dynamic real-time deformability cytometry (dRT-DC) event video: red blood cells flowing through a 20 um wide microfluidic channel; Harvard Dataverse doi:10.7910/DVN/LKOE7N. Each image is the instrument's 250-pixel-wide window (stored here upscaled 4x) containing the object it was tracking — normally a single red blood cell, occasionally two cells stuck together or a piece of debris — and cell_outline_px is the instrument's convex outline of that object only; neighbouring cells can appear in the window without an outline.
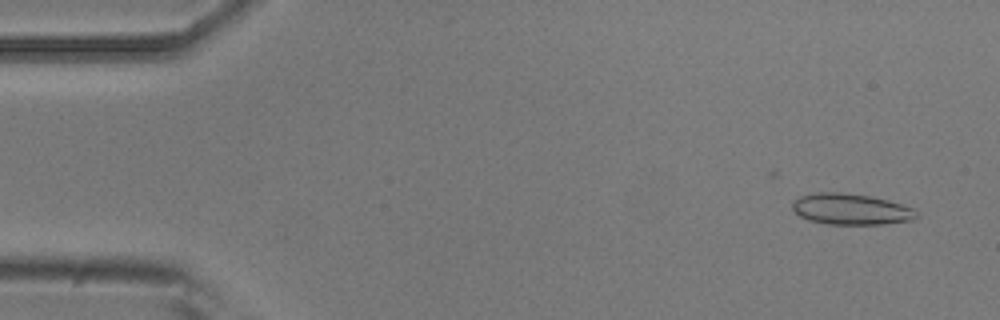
{"species": "common noctule bat (a hibernating species)", "species_latin": "Nyctalus noctula", "temperature_condition": "room temperature", "stored_images_in_passage": 16, "camera_frame_rate_fps": 3000, "um_per_image_px": 0.085, "animal": {"sex": "male", "body_mass_g": 20.5, "forearm_length_mm": 52.5}, "frame": {"image": 1, "passage_image": 3, "time_ms": 0.667, "image_size_px": [1000, 320], "cell_outline_px": [[920, 216], [912, 220], [884, 224], [828, 224], [808, 220], [800, 216], [792, 208], [792, 200], [800, 196], [816, 192], [840, 192], [868, 196], [888, 200], [912, 208], [920, 212]], "centroid_in_image_um": [72.33, 17.78], "position_along_channel_um": 12.7, "area_um2": 22.54}}
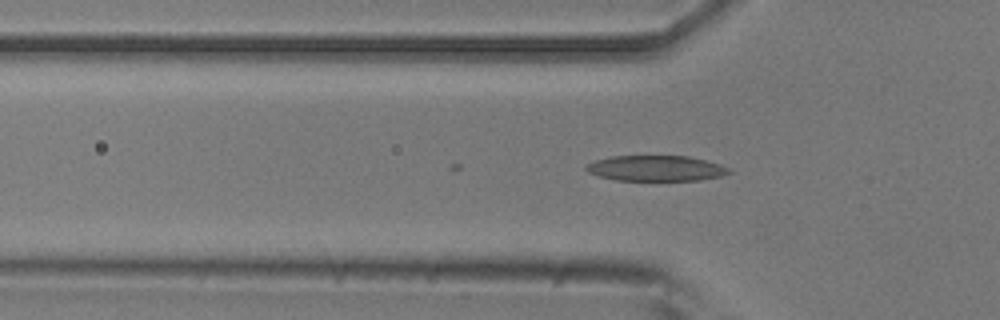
{"frame": {"image": 2, "passage_image": 16, "time_ms": 5.0, "image_size_px": [1000, 320], "cell_outline_px": [[732, 172], [720, 176], [700, 180], [616, 180], [600, 176], [588, 172], [584, 168], [588, 164], [596, 160], [612, 156], [688, 156], [720, 164], [728, 168]], "centroid_in_image_um": [55.76, 14.3], "position_along_channel_um": 70.0, "area_um2": 21.04}}